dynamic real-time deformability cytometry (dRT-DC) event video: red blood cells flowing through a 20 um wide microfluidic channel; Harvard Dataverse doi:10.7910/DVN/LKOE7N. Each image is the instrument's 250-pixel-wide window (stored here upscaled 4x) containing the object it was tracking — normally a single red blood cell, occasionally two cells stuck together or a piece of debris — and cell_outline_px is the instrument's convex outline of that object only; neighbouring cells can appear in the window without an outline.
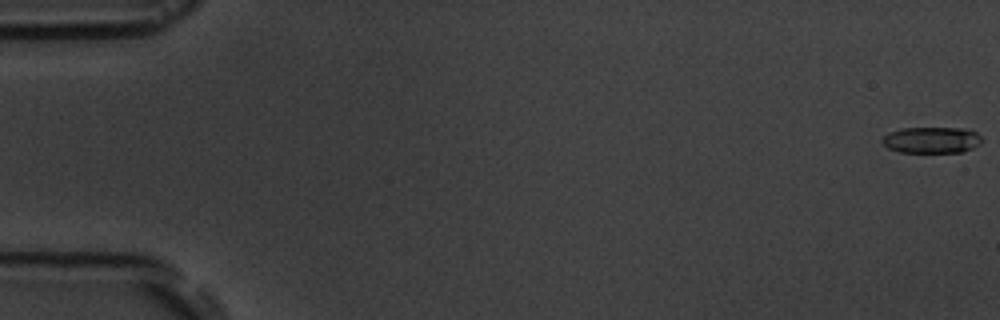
{"species": "common noctule bat (a hibernating species)", "species_latin": "Nyctalus noctula", "temperature_condition": "room temperature", "stored_images_in_passage": 6, "camera_frame_rate_fps": 3000, "um_per_image_px": 0.085, "animal": {"sex": "male", "body_mass_g": 19.5, "forearm_length_mm": 54.6}, "frame": {"image": 1, "passage_image": 1, "time_ms": 0.0, "image_size_px": [1000, 320], "cell_outline_px": [[984, 140], [980, 144], [964, 152], [900, 152], [888, 148], [880, 140], [888, 132], [900, 128], [968, 128], [976, 132]], "centroid_in_image_um": [79.21, 11.89], "position_along_channel_um": 5.8, "area_um2": 15.43}}
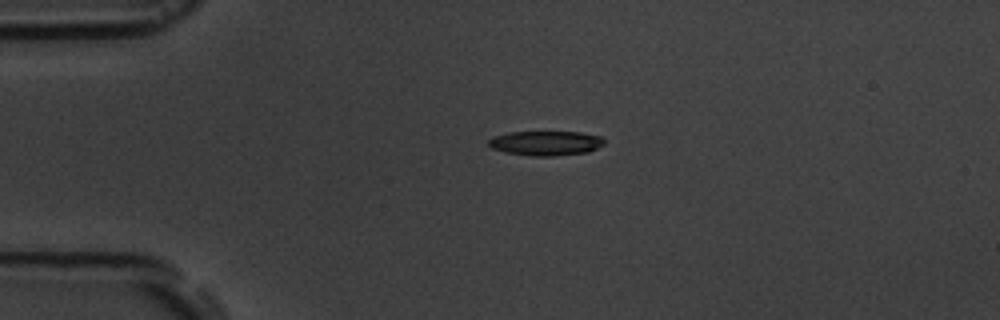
{"frame": {"image": 2, "passage_image": 5, "time_ms": 4.333, "image_size_px": [1000, 320], "cell_outline_px": [[604, 144], [588, 152], [552, 156], [532, 156], [508, 152], [492, 148], [488, 144], [488, 140], [492, 136], [508, 132], [580, 132], [600, 136], [604, 140]], "centroid_in_image_um": [46.38, 12.16], "position_along_channel_um": 38.6, "area_um2": 16.47}}